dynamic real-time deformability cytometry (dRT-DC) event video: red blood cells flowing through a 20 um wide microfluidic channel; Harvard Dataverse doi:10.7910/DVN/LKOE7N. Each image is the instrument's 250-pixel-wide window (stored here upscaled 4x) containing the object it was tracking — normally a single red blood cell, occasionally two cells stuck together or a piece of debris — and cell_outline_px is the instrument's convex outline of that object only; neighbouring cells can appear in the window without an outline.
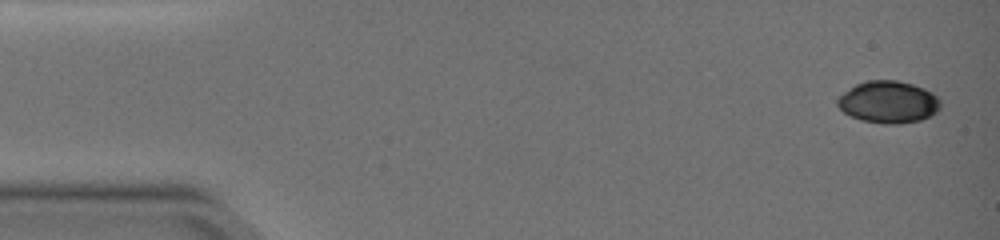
{"species": "common noctule bat (a hibernating species)", "species_latin": "Nyctalus noctula", "temperature_condition": "warm", "stored_images_in_passage": 7, "camera_frame_rate_fps": 3000, "um_per_image_px": 0.085, "animal": {"sex": "female", "body_mass_g": 19.0, "forearm_length_mm": 51.5}, "frame": {"image": 1, "passage_image": 1, "time_ms": 0.0, "image_size_px": [1000, 240], "cell_outline_px": [[940, 108], [932, 116], [920, 120], [900, 124], [884, 124], [860, 120], [844, 112], [836, 104], [836, 100], [844, 92], [856, 84], [864, 80], [896, 80], [912, 84], [924, 88], [932, 92], [940, 100]], "centroid_in_image_um": [75.52, 8.68], "position_along_channel_um": 9.5, "area_um2": 25.37}}
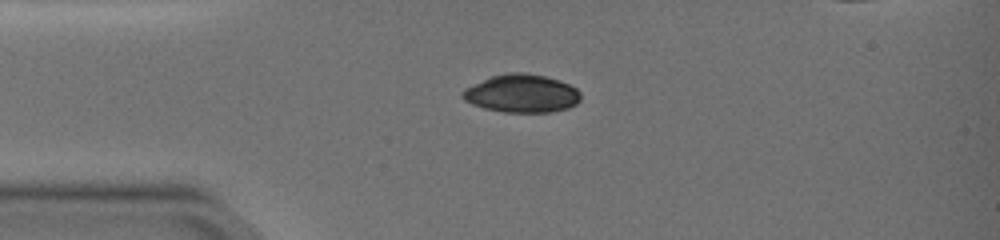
{"frame": {"image": 2, "passage_image": 5, "time_ms": 3.667, "image_size_px": [1000, 240], "cell_outline_px": [[580, 100], [576, 104], [568, 108], [552, 112], [504, 112], [484, 108], [472, 104], [464, 100], [460, 96], [460, 92], [464, 88], [492, 76], [508, 72], [520, 72], [544, 76], [560, 80], [576, 88], [580, 92]], "centroid_in_image_um": [44.33, 7.95], "position_along_channel_um": 40.7, "area_um2": 26.3}}